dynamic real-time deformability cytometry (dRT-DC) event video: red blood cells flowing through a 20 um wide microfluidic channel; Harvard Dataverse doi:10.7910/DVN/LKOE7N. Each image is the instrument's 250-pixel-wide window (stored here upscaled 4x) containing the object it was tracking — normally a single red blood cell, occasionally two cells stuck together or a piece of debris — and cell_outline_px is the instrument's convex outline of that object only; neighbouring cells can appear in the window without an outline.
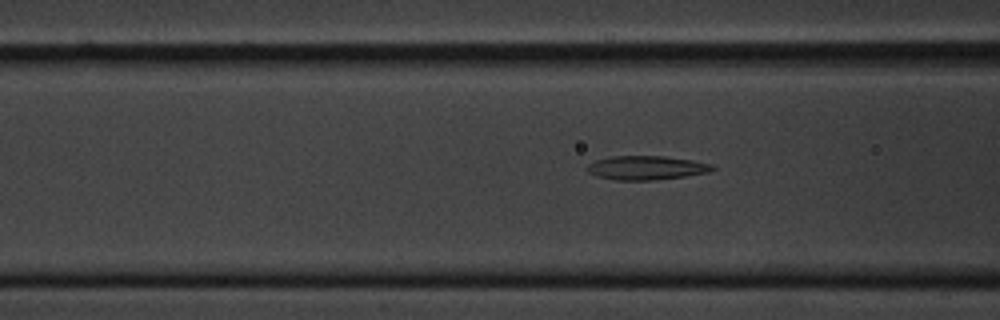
{"species": "common noctule bat (a hibernating species)", "species_latin": "Nyctalus noctula", "temperature_condition": "cold", "stored_images_in_passage": 8, "camera_frame_rate_fps": 3000, "um_per_image_px": 0.085, "animal": {"sex": "male", "body_mass_g": 20.1, "forearm_length_mm": 53.5}, "frame": {"image": 1, "passage_image": 8, "time_ms": 9.0, "image_size_px": [1000, 320], "cell_outline_px": [[716, 168], [708, 172], [684, 176], [652, 180], [616, 180], [596, 176], [588, 172], [588, 164], [596, 160], [612, 156], [664, 156], [692, 160], [712, 164]], "centroid_in_image_um": [54.94, 14.26], "position_along_channel_um": 111.7, "area_um2": 17.34}}